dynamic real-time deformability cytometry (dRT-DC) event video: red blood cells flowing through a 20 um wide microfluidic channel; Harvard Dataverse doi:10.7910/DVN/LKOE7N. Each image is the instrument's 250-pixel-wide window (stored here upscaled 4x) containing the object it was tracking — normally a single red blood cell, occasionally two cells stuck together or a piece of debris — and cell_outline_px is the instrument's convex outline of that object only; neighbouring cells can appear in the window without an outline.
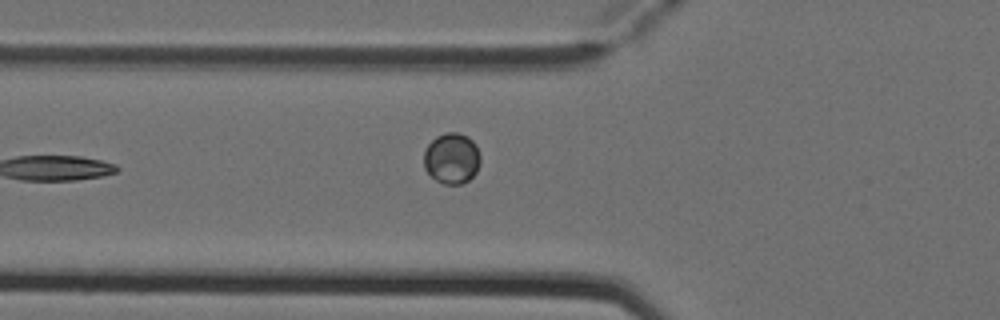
{"species": "Egyptian fruit bat (a non-hibernating species)", "species_latin": "Rousettus aegyptiacus", "temperature_condition": "cold", "stored_images_in_passage": 6, "camera_frame_rate_fps": 3000, "um_per_image_px": 0.085, "animal": {"sex": "female"}, "frame": {"image": 1, "passage_image": 6, "time_ms": 1.667, "image_size_px": [1000, 320], "cell_outline_px": [[480, 164], [476, 172], [468, 180], [460, 184], [444, 184], [436, 180], [424, 168], [424, 152], [428, 144], [436, 136], [444, 132], [456, 132], [468, 136], [476, 144], [480, 156]], "centroid_in_image_um": [38.4, 13.44], "position_along_channel_um": 87.4, "area_um2": 16.82}}